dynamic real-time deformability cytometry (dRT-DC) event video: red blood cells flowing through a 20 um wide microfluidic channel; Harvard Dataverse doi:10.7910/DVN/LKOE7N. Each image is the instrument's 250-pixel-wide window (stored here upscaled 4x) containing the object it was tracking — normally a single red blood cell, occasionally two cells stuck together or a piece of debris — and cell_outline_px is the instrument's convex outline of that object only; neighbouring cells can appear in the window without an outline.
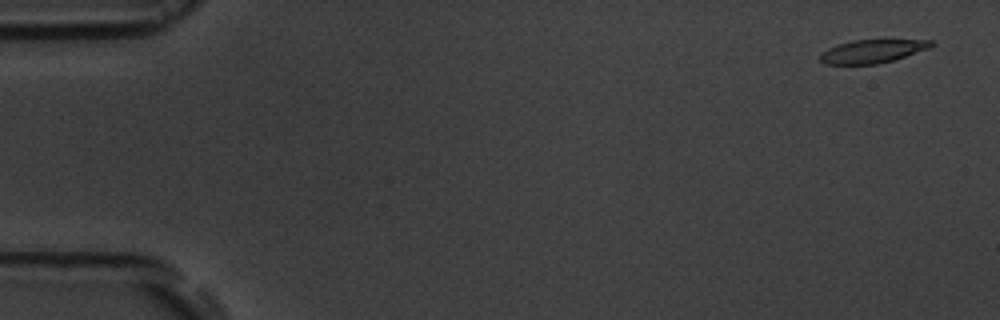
{"species": "common noctule bat (a hibernating species)", "species_latin": "Nyctalus noctula", "temperature_condition": "room temperature", "stored_images_in_passage": 5, "camera_frame_rate_fps": 3000, "um_per_image_px": 0.085, "animal": {"sex": "male", "body_mass_g": 19.5, "forearm_length_mm": 54.6}, "frame": {"image": 1, "passage_image": 1, "time_ms": 0.0, "image_size_px": [1000, 320], "cell_outline_px": [[936, 44], [928, 48], [892, 60], [876, 64], [824, 64], [820, 60], [820, 52], [836, 44], [852, 40], [932, 40]], "centroid_in_image_um": [74.09, 4.35], "position_along_channel_um": 10.9, "area_um2": 14.97}}
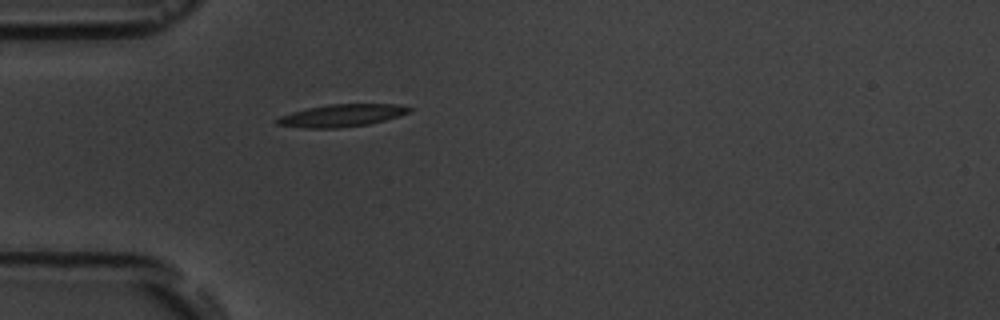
{"frame": {"image": 2, "passage_image": 5, "time_ms": 4.667, "image_size_px": [1000, 320], "cell_outline_px": [[412, 112], [384, 120], [368, 124], [336, 128], [304, 128], [276, 124], [272, 120], [280, 116], [292, 112], [308, 108], [328, 104], [396, 104], [412, 108]], "centroid_in_image_um": [29.02, 9.81], "position_along_channel_um": 56.0, "area_um2": 17.22}}